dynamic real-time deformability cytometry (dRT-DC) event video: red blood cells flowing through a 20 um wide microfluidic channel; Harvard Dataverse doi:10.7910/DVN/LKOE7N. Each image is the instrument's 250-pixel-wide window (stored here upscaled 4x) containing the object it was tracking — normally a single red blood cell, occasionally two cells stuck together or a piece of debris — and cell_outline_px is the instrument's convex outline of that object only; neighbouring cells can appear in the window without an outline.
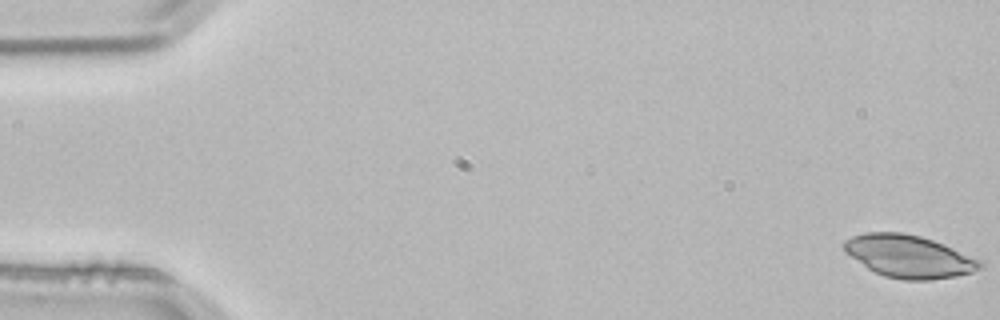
{"species": "common noctule bat (a hibernating species)", "species_latin": "Nyctalus noctula", "temperature_condition": "room temperature", "stored_images_in_passage": 5, "camera_frame_rate_fps": 3000, "um_per_image_px": 0.085, "animal": {"sex": "male", "body_mass_g": 21.5, "forearm_length_mm": 52.0}, "frame": {"image": 1, "passage_image": 1, "time_ms": 0.0, "image_size_px": [1000, 320], "cell_outline_px": [[984, 268], [972, 272], [956, 276], [928, 280], [904, 280], [884, 276], [868, 268], [844, 252], [844, 240], [852, 236], [864, 232], [904, 232], [920, 236], [944, 244], [984, 260]], "centroid_in_image_um": [77.31, 21.79], "position_along_channel_um": 7.7, "area_um2": 33.99}}